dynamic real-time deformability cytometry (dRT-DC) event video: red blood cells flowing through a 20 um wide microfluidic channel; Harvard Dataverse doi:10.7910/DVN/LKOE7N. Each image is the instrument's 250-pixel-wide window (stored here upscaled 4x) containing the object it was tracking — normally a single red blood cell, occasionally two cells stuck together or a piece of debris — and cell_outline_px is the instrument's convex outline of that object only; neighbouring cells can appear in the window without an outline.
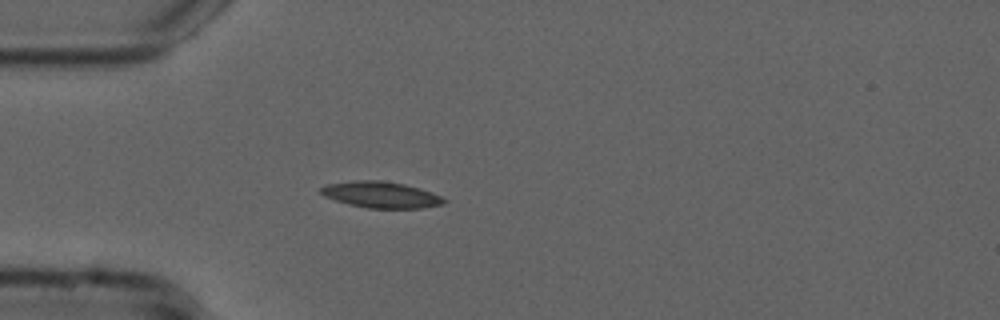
{"species": "common noctule bat (a hibernating species)", "species_latin": "Nyctalus noctula", "temperature_condition": "cold", "stored_images_in_passage": 32, "camera_frame_rate_fps": 3000, "um_per_image_px": 0.085, "animal": {"sex": "male", "forearm_length_mm": 52.5}, "frame": {"image": 1, "passage_image": 1, "time_ms": 0.0, "image_size_px": [1000, 320], "cell_outline_px": [[448, 200], [444, 204], [424, 208], [368, 208], [336, 200], [324, 196], [320, 192], [320, 188], [328, 184], [356, 180], [380, 180], [404, 184], [432, 192]], "centroid_in_image_um": [32.42, 16.55], "position_along_channel_um": 52.6, "area_um2": 18.67}}
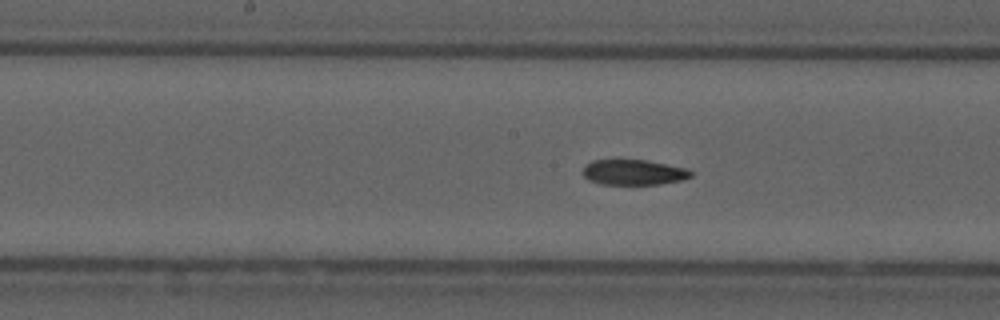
{"frame": {"image": 2, "passage_image": 13, "time_ms": 4.0, "image_size_px": [1000, 320], "cell_outline_px": [[692, 176], [684, 180], [660, 184], [600, 184], [588, 180], [584, 176], [584, 168], [592, 160], [644, 160], [684, 168], [692, 172]], "centroid_in_image_um": [53.86, 14.66], "position_along_channel_um": 194.3, "area_um2": 15.72}}
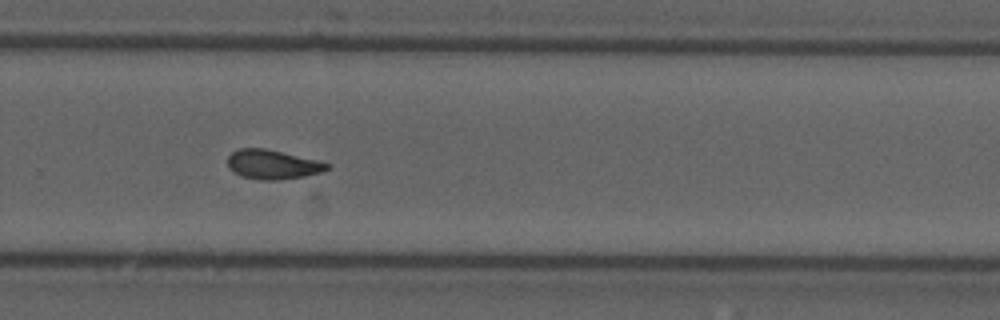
{"frame": {"image": 3, "passage_image": 22, "time_ms": 7.0, "image_size_px": [1000, 320], "cell_outline_px": [[332, 164], [328, 168], [320, 172], [304, 176], [276, 180], [260, 180], [244, 176], [228, 168], [228, 156], [232, 152], [240, 148], [264, 148], [316, 160]], "centroid_in_image_um": [23.16, 13.97], "position_along_channel_um": 306.6, "area_um2": 16.65}, "authors_computed_cell_mechanics": {"area_um2": 17.0799, "velocity_mm_per_s": 3.7616, "shape_relaxation_time_tau1_ms": 10.1051, "shape_relaxation_time_tau2_ms": 3.5252, "deformation_change_tau1": 0.2154, "deformation_change_tau2": 0.0995}}